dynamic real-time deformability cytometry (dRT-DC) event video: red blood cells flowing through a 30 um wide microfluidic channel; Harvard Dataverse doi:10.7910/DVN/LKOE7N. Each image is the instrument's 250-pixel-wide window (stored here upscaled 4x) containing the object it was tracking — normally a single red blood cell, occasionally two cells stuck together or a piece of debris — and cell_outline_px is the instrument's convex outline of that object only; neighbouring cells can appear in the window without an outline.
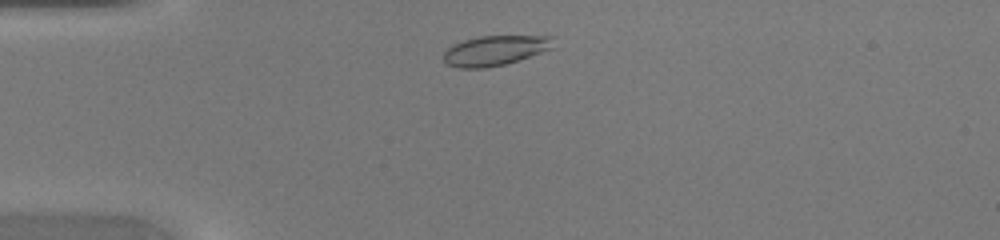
{"species": "common noctule bat (a hibernating species)", "species_latin": "Nyctalus noctula", "temperature_condition": "warm", "stored_images_in_passage": 36, "camera_frame_rate_fps": 3000, "um_per_image_px": 0.085, "animal": {"sex": "female", "body_mass_g": 20.0, "forearm_length_mm": 54.0}, "frame": {"image": 1, "passage_image": 3, "time_ms": 0.667, "image_size_px": [1000, 240], "cell_outline_px": [[556, 36], [552, 48], [520, 60], [488, 68], [460, 68], [444, 64], [444, 52], [452, 44], [464, 40], [480, 36]], "centroid_in_image_um": [42.08, 4.29], "position_along_channel_um": 42.9, "area_um2": 19.31}}
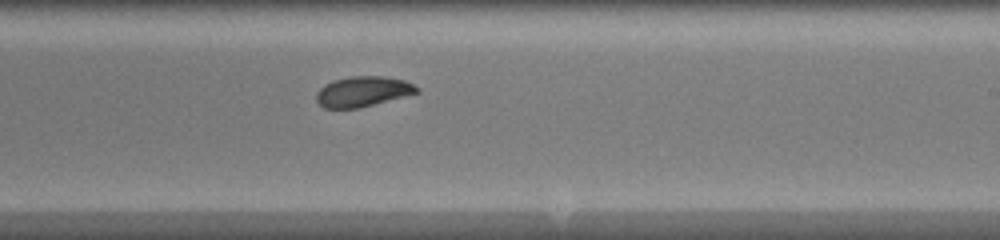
{"frame": {"image": 2, "passage_image": 19, "time_ms": 6.0, "image_size_px": [1000, 240], "cell_outline_px": [[420, 92], [356, 108], [324, 108], [316, 100], [316, 92], [324, 84], [332, 80], [352, 76], [384, 76], [404, 80], [420, 88]], "centroid_in_image_um": [30.81, 7.76], "position_along_channel_um": 258.2, "area_um2": 17.57}}
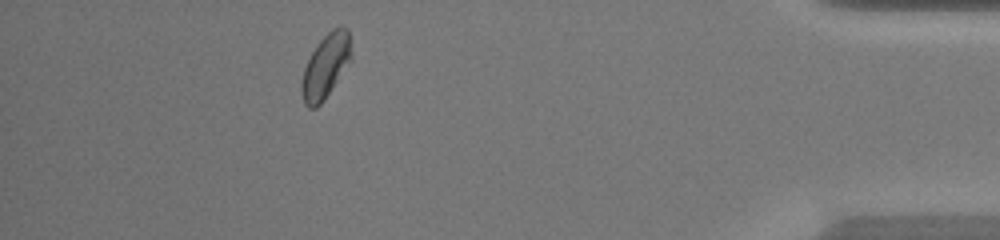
{"frame": {"image": 3, "passage_image": 32, "time_ms": 10.333, "image_size_px": [1000, 240], "cell_outline_px": [[352, 60], [324, 100], [316, 108], [308, 108], [304, 104], [300, 92], [300, 84], [304, 68], [316, 44], [332, 28], [340, 24], [344, 24], [348, 28], [352, 56]], "centroid_in_image_um": [27.69, 5.6], "position_along_channel_um": 407.5, "area_um2": 18.96}}